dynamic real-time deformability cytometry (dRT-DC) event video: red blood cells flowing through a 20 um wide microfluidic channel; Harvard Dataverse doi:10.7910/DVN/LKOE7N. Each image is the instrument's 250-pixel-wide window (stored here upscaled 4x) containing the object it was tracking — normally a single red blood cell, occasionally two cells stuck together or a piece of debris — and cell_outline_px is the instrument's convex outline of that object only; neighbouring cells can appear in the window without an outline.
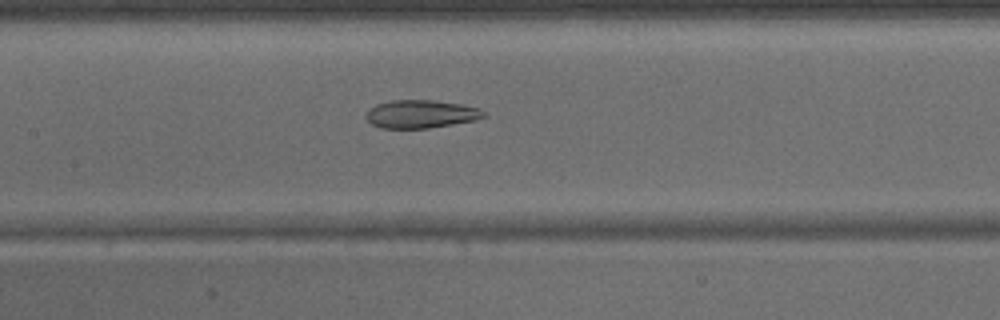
{"species": "common noctule bat (a hibernating species)", "species_latin": "Nyctalus noctula", "temperature_condition": "warm", "stored_images_in_passage": 44, "camera_frame_rate_fps": 3000, "um_per_image_px": 0.085, "animal": {"sex": "male", "body_mass_g": 15.6}, "frame": {"image": 1, "passage_image": 21, "time_ms": 6.667, "image_size_px": [1000, 320], "cell_outline_px": [[488, 116], [476, 120], [428, 128], [380, 128], [372, 124], [364, 116], [364, 112], [368, 108], [376, 104], [392, 100], [436, 100], [464, 104], [480, 108], [488, 112]], "centroid_in_image_um": [35.8, 9.68], "position_along_channel_um": 171.6, "area_um2": 19.71}}
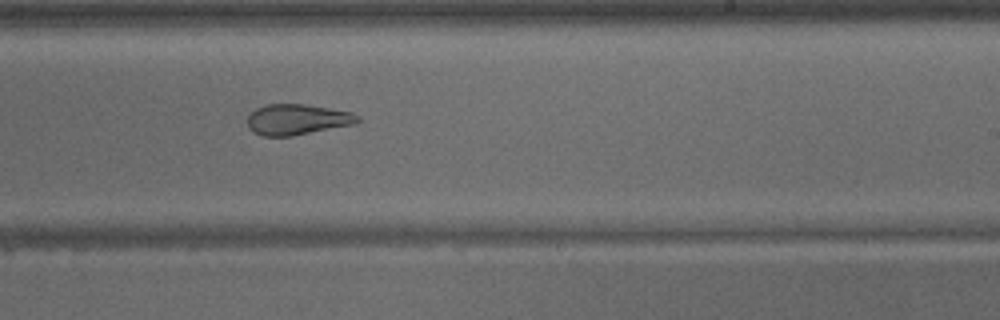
{"frame": {"image": 2, "passage_image": 27, "time_ms": 8.667, "image_size_px": [1000, 320], "cell_outline_px": [[360, 120], [352, 124], [292, 136], [264, 136], [252, 132], [248, 128], [248, 112], [256, 108], [268, 104], [304, 104], [352, 112], [360, 116]], "centroid_in_image_um": [25.21, 10.15], "position_along_channel_um": 263.8, "area_um2": 19.65}}
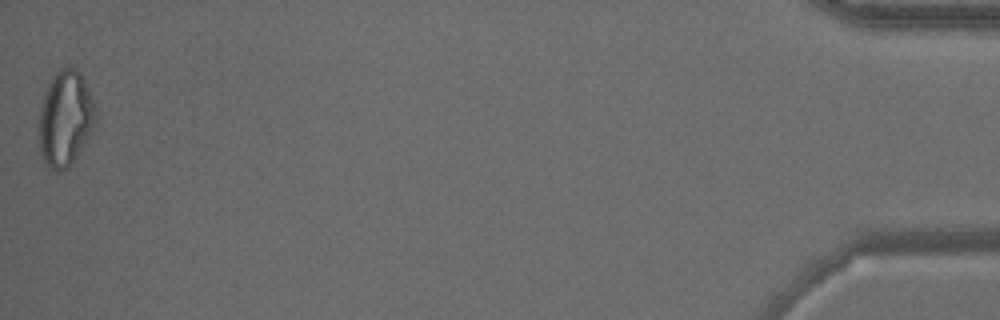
{"frame": {"image": 3, "passage_image": 44, "time_ms": 14.333, "image_size_px": [1000, 320], "cell_outline_px": [[96, 124], [80, 152], [72, 164], [68, 168], [60, 172], [56, 172], [48, 168], [40, 152], [36, 128], [40, 108], [48, 84], [52, 76], [60, 68], [72, 68], [80, 72], [88, 88], [96, 112]], "centroid_in_image_um": [5.52, 10.13], "position_along_channel_um": 429.7, "area_um2": 32.02}}